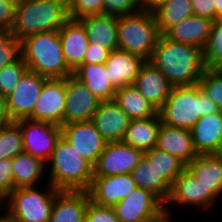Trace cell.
<instances>
[{
  "mask_svg": "<svg viewBox=\"0 0 222 222\" xmlns=\"http://www.w3.org/2000/svg\"><path fill=\"white\" fill-rule=\"evenodd\" d=\"M173 87L199 83L206 67L201 48L160 35L149 60Z\"/></svg>",
  "mask_w": 222,
  "mask_h": 222,
  "instance_id": "1",
  "label": "cell"
},
{
  "mask_svg": "<svg viewBox=\"0 0 222 222\" xmlns=\"http://www.w3.org/2000/svg\"><path fill=\"white\" fill-rule=\"evenodd\" d=\"M46 170L48 183L59 191H88L94 177L93 166L62 136Z\"/></svg>",
  "mask_w": 222,
  "mask_h": 222,
  "instance_id": "2",
  "label": "cell"
},
{
  "mask_svg": "<svg viewBox=\"0 0 222 222\" xmlns=\"http://www.w3.org/2000/svg\"><path fill=\"white\" fill-rule=\"evenodd\" d=\"M220 112L199 83L173 87L158 111L163 124L191 130L200 117Z\"/></svg>",
  "mask_w": 222,
  "mask_h": 222,
  "instance_id": "3",
  "label": "cell"
},
{
  "mask_svg": "<svg viewBox=\"0 0 222 222\" xmlns=\"http://www.w3.org/2000/svg\"><path fill=\"white\" fill-rule=\"evenodd\" d=\"M68 7L61 2L47 0H17L13 37L24 38L51 31H58L68 20Z\"/></svg>",
  "mask_w": 222,
  "mask_h": 222,
  "instance_id": "4",
  "label": "cell"
},
{
  "mask_svg": "<svg viewBox=\"0 0 222 222\" xmlns=\"http://www.w3.org/2000/svg\"><path fill=\"white\" fill-rule=\"evenodd\" d=\"M21 54L28 70L47 79L67 78L73 75L64 60L58 31L24 38L21 41Z\"/></svg>",
  "mask_w": 222,
  "mask_h": 222,
  "instance_id": "5",
  "label": "cell"
},
{
  "mask_svg": "<svg viewBox=\"0 0 222 222\" xmlns=\"http://www.w3.org/2000/svg\"><path fill=\"white\" fill-rule=\"evenodd\" d=\"M152 12L139 11L118 17L119 49L149 61L160 37Z\"/></svg>",
  "mask_w": 222,
  "mask_h": 222,
  "instance_id": "6",
  "label": "cell"
},
{
  "mask_svg": "<svg viewBox=\"0 0 222 222\" xmlns=\"http://www.w3.org/2000/svg\"><path fill=\"white\" fill-rule=\"evenodd\" d=\"M44 186L43 189L41 185L14 189L7 196L6 215L15 222H48L55 197L60 191L48 181Z\"/></svg>",
  "mask_w": 222,
  "mask_h": 222,
  "instance_id": "7",
  "label": "cell"
},
{
  "mask_svg": "<svg viewBox=\"0 0 222 222\" xmlns=\"http://www.w3.org/2000/svg\"><path fill=\"white\" fill-rule=\"evenodd\" d=\"M15 122L22 131L24 152L47 163L62 136L61 126L28 118Z\"/></svg>",
  "mask_w": 222,
  "mask_h": 222,
  "instance_id": "8",
  "label": "cell"
},
{
  "mask_svg": "<svg viewBox=\"0 0 222 222\" xmlns=\"http://www.w3.org/2000/svg\"><path fill=\"white\" fill-rule=\"evenodd\" d=\"M144 152L126 143L108 142L93 166L94 177L131 173Z\"/></svg>",
  "mask_w": 222,
  "mask_h": 222,
  "instance_id": "9",
  "label": "cell"
},
{
  "mask_svg": "<svg viewBox=\"0 0 222 222\" xmlns=\"http://www.w3.org/2000/svg\"><path fill=\"white\" fill-rule=\"evenodd\" d=\"M65 98L66 78L46 79L28 119L62 126L66 105Z\"/></svg>",
  "mask_w": 222,
  "mask_h": 222,
  "instance_id": "10",
  "label": "cell"
},
{
  "mask_svg": "<svg viewBox=\"0 0 222 222\" xmlns=\"http://www.w3.org/2000/svg\"><path fill=\"white\" fill-rule=\"evenodd\" d=\"M62 137L81 154L92 166L104 151L106 141L96 129L92 121L73 122L62 124Z\"/></svg>",
  "mask_w": 222,
  "mask_h": 222,
  "instance_id": "11",
  "label": "cell"
},
{
  "mask_svg": "<svg viewBox=\"0 0 222 222\" xmlns=\"http://www.w3.org/2000/svg\"><path fill=\"white\" fill-rule=\"evenodd\" d=\"M186 167L205 186V211L215 207L222 198V155L198 154Z\"/></svg>",
  "mask_w": 222,
  "mask_h": 222,
  "instance_id": "12",
  "label": "cell"
},
{
  "mask_svg": "<svg viewBox=\"0 0 222 222\" xmlns=\"http://www.w3.org/2000/svg\"><path fill=\"white\" fill-rule=\"evenodd\" d=\"M119 222H143L164 210V203L153 193L136 187L113 206Z\"/></svg>",
  "mask_w": 222,
  "mask_h": 222,
  "instance_id": "13",
  "label": "cell"
},
{
  "mask_svg": "<svg viewBox=\"0 0 222 222\" xmlns=\"http://www.w3.org/2000/svg\"><path fill=\"white\" fill-rule=\"evenodd\" d=\"M47 78L27 70L12 93L6 97L8 113L13 121L28 118L33 111Z\"/></svg>",
  "mask_w": 222,
  "mask_h": 222,
  "instance_id": "14",
  "label": "cell"
},
{
  "mask_svg": "<svg viewBox=\"0 0 222 222\" xmlns=\"http://www.w3.org/2000/svg\"><path fill=\"white\" fill-rule=\"evenodd\" d=\"M101 100L73 75L66 78V98L63 124L90 121Z\"/></svg>",
  "mask_w": 222,
  "mask_h": 222,
  "instance_id": "15",
  "label": "cell"
},
{
  "mask_svg": "<svg viewBox=\"0 0 222 222\" xmlns=\"http://www.w3.org/2000/svg\"><path fill=\"white\" fill-rule=\"evenodd\" d=\"M170 205L179 209L187 206V208L205 211V186L200 178L196 177L187 167L170 187V194L164 204V209L169 212L172 211L171 209L174 210Z\"/></svg>",
  "mask_w": 222,
  "mask_h": 222,
  "instance_id": "16",
  "label": "cell"
},
{
  "mask_svg": "<svg viewBox=\"0 0 222 222\" xmlns=\"http://www.w3.org/2000/svg\"><path fill=\"white\" fill-rule=\"evenodd\" d=\"M130 173L93 177L88 193L90 200L100 206L113 207L136 188Z\"/></svg>",
  "mask_w": 222,
  "mask_h": 222,
  "instance_id": "17",
  "label": "cell"
},
{
  "mask_svg": "<svg viewBox=\"0 0 222 222\" xmlns=\"http://www.w3.org/2000/svg\"><path fill=\"white\" fill-rule=\"evenodd\" d=\"M91 121L108 143L122 141L131 119L115 100H109L100 102Z\"/></svg>",
  "mask_w": 222,
  "mask_h": 222,
  "instance_id": "18",
  "label": "cell"
},
{
  "mask_svg": "<svg viewBox=\"0 0 222 222\" xmlns=\"http://www.w3.org/2000/svg\"><path fill=\"white\" fill-rule=\"evenodd\" d=\"M64 60L74 72L82 64L90 43L87 32L79 20L69 19L59 30Z\"/></svg>",
  "mask_w": 222,
  "mask_h": 222,
  "instance_id": "19",
  "label": "cell"
},
{
  "mask_svg": "<svg viewBox=\"0 0 222 222\" xmlns=\"http://www.w3.org/2000/svg\"><path fill=\"white\" fill-rule=\"evenodd\" d=\"M133 85L157 111L163 107L173 88L162 71L149 61L141 66Z\"/></svg>",
  "mask_w": 222,
  "mask_h": 222,
  "instance_id": "20",
  "label": "cell"
},
{
  "mask_svg": "<svg viewBox=\"0 0 222 222\" xmlns=\"http://www.w3.org/2000/svg\"><path fill=\"white\" fill-rule=\"evenodd\" d=\"M156 147L179 159L187 166L197 155L191 130L161 124Z\"/></svg>",
  "mask_w": 222,
  "mask_h": 222,
  "instance_id": "21",
  "label": "cell"
},
{
  "mask_svg": "<svg viewBox=\"0 0 222 222\" xmlns=\"http://www.w3.org/2000/svg\"><path fill=\"white\" fill-rule=\"evenodd\" d=\"M145 61L142 57L121 49L111 51L105 62L109 81L116 89L133 85Z\"/></svg>",
  "mask_w": 222,
  "mask_h": 222,
  "instance_id": "22",
  "label": "cell"
},
{
  "mask_svg": "<svg viewBox=\"0 0 222 222\" xmlns=\"http://www.w3.org/2000/svg\"><path fill=\"white\" fill-rule=\"evenodd\" d=\"M191 134L198 154H220L222 112L200 117L191 129Z\"/></svg>",
  "mask_w": 222,
  "mask_h": 222,
  "instance_id": "23",
  "label": "cell"
},
{
  "mask_svg": "<svg viewBox=\"0 0 222 222\" xmlns=\"http://www.w3.org/2000/svg\"><path fill=\"white\" fill-rule=\"evenodd\" d=\"M213 22L208 18L192 15L170 28L164 36L175 42L199 47L204 51L210 38Z\"/></svg>",
  "mask_w": 222,
  "mask_h": 222,
  "instance_id": "24",
  "label": "cell"
},
{
  "mask_svg": "<svg viewBox=\"0 0 222 222\" xmlns=\"http://www.w3.org/2000/svg\"><path fill=\"white\" fill-rule=\"evenodd\" d=\"M89 201L87 191H60L55 197L48 222H85Z\"/></svg>",
  "mask_w": 222,
  "mask_h": 222,
  "instance_id": "25",
  "label": "cell"
},
{
  "mask_svg": "<svg viewBox=\"0 0 222 222\" xmlns=\"http://www.w3.org/2000/svg\"><path fill=\"white\" fill-rule=\"evenodd\" d=\"M79 21L85 27L88 39L94 46L106 48L110 52L119 49L118 16L90 15Z\"/></svg>",
  "mask_w": 222,
  "mask_h": 222,
  "instance_id": "26",
  "label": "cell"
},
{
  "mask_svg": "<svg viewBox=\"0 0 222 222\" xmlns=\"http://www.w3.org/2000/svg\"><path fill=\"white\" fill-rule=\"evenodd\" d=\"M73 76L101 101L114 100L117 89L109 81L105 63L82 64Z\"/></svg>",
  "mask_w": 222,
  "mask_h": 222,
  "instance_id": "27",
  "label": "cell"
},
{
  "mask_svg": "<svg viewBox=\"0 0 222 222\" xmlns=\"http://www.w3.org/2000/svg\"><path fill=\"white\" fill-rule=\"evenodd\" d=\"M12 170L14 189L40 186L42 182L45 184V178L47 181V176H45L47 172L46 163L25 152L12 158Z\"/></svg>",
  "mask_w": 222,
  "mask_h": 222,
  "instance_id": "28",
  "label": "cell"
},
{
  "mask_svg": "<svg viewBox=\"0 0 222 222\" xmlns=\"http://www.w3.org/2000/svg\"><path fill=\"white\" fill-rule=\"evenodd\" d=\"M161 124L159 113L144 120H131L122 142L145 153L156 147Z\"/></svg>",
  "mask_w": 222,
  "mask_h": 222,
  "instance_id": "29",
  "label": "cell"
},
{
  "mask_svg": "<svg viewBox=\"0 0 222 222\" xmlns=\"http://www.w3.org/2000/svg\"><path fill=\"white\" fill-rule=\"evenodd\" d=\"M114 100L131 120H144L158 114L134 85L118 88Z\"/></svg>",
  "mask_w": 222,
  "mask_h": 222,
  "instance_id": "30",
  "label": "cell"
},
{
  "mask_svg": "<svg viewBox=\"0 0 222 222\" xmlns=\"http://www.w3.org/2000/svg\"><path fill=\"white\" fill-rule=\"evenodd\" d=\"M130 174L137 187L153 193L165 204L170 194V186L159 176L154 164L145 155Z\"/></svg>",
  "mask_w": 222,
  "mask_h": 222,
  "instance_id": "31",
  "label": "cell"
},
{
  "mask_svg": "<svg viewBox=\"0 0 222 222\" xmlns=\"http://www.w3.org/2000/svg\"><path fill=\"white\" fill-rule=\"evenodd\" d=\"M152 13L161 35L184 19L194 15L191 0H167Z\"/></svg>",
  "mask_w": 222,
  "mask_h": 222,
  "instance_id": "32",
  "label": "cell"
},
{
  "mask_svg": "<svg viewBox=\"0 0 222 222\" xmlns=\"http://www.w3.org/2000/svg\"><path fill=\"white\" fill-rule=\"evenodd\" d=\"M144 155L152 162L159 176L171 187L175 179L183 172L186 166L176 157L154 147Z\"/></svg>",
  "mask_w": 222,
  "mask_h": 222,
  "instance_id": "33",
  "label": "cell"
},
{
  "mask_svg": "<svg viewBox=\"0 0 222 222\" xmlns=\"http://www.w3.org/2000/svg\"><path fill=\"white\" fill-rule=\"evenodd\" d=\"M24 152L20 126L13 121L0 127V160L12 159Z\"/></svg>",
  "mask_w": 222,
  "mask_h": 222,
  "instance_id": "34",
  "label": "cell"
},
{
  "mask_svg": "<svg viewBox=\"0 0 222 222\" xmlns=\"http://www.w3.org/2000/svg\"><path fill=\"white\" fill-rule=\"evenodd\" d=\"M203 52L206 68L222 69V19L213 22L210 38Z\"/></svg>",
  "mask_w": 222,
  "mask_h": 222,
  "instance_id": "35",
  "label": "cell"
},
{
  "mask_svg": "<svg viewBox=\"0 0 222 222\" xmlns=\"http://www.w3.org/2000/svg\"><path fill=\"white\" fill-rule=\"evenodd\" d=\"M27 70L28 67L22 56L15 63L2 68L0 70V94L5 98L8 97Z\"/></svg>",
  "mask_w": 222,
  "mask_h": 222,
  "instance_id": "36",
  "label": "cell"
},
{
  "mask_svg": "<svg viewBox=\"0 0 222 222\" xmlns=\"http://www.w3.org/2000/svg\"><path fill=\"white\" fill-rule=\"evenodd\" d=\"M199 84L222 112V69L206 68Z\"/></svg>",
  "mask_w": 222,
  "mask_h": 222,
  "instance_id": "37",
  "label": "cell"
},
{
  "mask_svg": "<svg viewBox=\"0 0 222 222\" xmlns=\"http://www.w3.org/2000/svg\"><path fill=\"white\" fill-rule=\"evenodd\" d=\"M21 56V41L14 38L10 30H0V70Z\"/></svg>",
  "mask_w": 222,
  "mask_h": 222,
  "instance_id": "38",
  "label": "cell"
},
{
  "mask_svg": "<svg viewBox=\"0 0 222 222\" xmlns=\"http://www.w3.org/2000/svg\"><path fill=\"white\" fill-rule=\"evenodd\" d=\"M68 14L74 20L90 15H102L103 0H70Z\"/></svg>",
  "mask_w": 222,
  "mask_h": 222,
  "instance_id": "39",
  "label": "cell"
},
{
  "mask_svg": "<svg viewBox=\"0 0 222 222\" xmlns=\"http://www.w3.org/2000/svg\"><path fill=\"white\" fill-rule=\"evenodd\" d=\"M141 11L138 0H103V14L130 15Z\"/></svg>",
  "mask_w": 222,
  "mask_h": 222,
  "instance_id": "40",
  "label": "cell"
},
{
  "mask_svg": "<svg viewBox=\"0 0 222 222\" xmlns=\"http://www.w3.org/2000/svg\"><path fill=\"white\" fill-rule=\"evenodd\" d=\"M85 222H119L113 207L100 206L91 200L85 213Z\"/></svg>",
  "mask_w": 222,
  "mask_h": 222,
  "instance_id": "41",
  "label": "cell"
},
{
  "mask_svg": "<svg viewBox=\"0 0 222 222\" xmlns=\"http://www.w3.org/2000/svg\"><path fill=\"white\" fill-rule=\"evenodd\" d=\"M0 190L7 196L14 190L12 159L0 160Z\"/></svg>",
  "mask_w": 222,
  "mask_h": 222,
  "instance_id": "42",
  "label": "cell"
},
{
  "mask_svg": "<svg viewBox=\"0 0 222 222\" xmlns=\"http://www.w3.org/2000/svg\"><path fill=\"white\" fill-rule=\"evenodd\" d=\"M17 0H0V30H11Z\"/></svg>",
  "mask_w": 222,
  "mask_h": 222,
  "instance_id": "43",
  "label": "cell"
},
{
  "mask_svg": "<svg viewBox=\"0 0 222 222\" xmlns=\"http://www.w3.org/2000/svg\"><path fill=\"white\" fill-rule=\"evenodd\" d=\"M194 15L216 21V0H191Z\"/></svg>",
  "mask_w": 222,
  "mask_h": 222,
  "instance_id": "44",
  "label": "cell"
},
{
  "mask_svg": "<svg viewBox=\"0 0 222 222\" xmlns=\"http://www.w3.org/2000/svg\"><path fill=\"white\" fill-rule=\"evenodd\" d=\"M110 51L106 48L94 46L91 42L88 45L84 57V64H102L108 59Z\"/></svg>",
  "mask_w": 222,
  "mask_h": 222,
  "instance_id": "45",
  "label": "cell"
},
{
  "mask_svg": "<svg viewBox=\"0 0 222 222\" xmlns=\"http://www.w3.org/2000/svg\"><path fill=\"white\" fill-rule=\"evenodd\" d=\"M12 122L13 120L8 113L6 98L0 94V127Z\"/></svg>",
  "mask_w": 222,
  "mask_h": 222,
  "instance_id": "46",
  "label": "cell"
},
{
  "mask_svg": "<svg viewBox=\"0 0 222 222\" xmlns=\"http://www.w3.org/2000/svg\"><path fill=\"white\" fill-rule=\"evenodd\" d=\"M167 0H138L140 10L153 12Z\"/></svg>",
  "mask_w": 222,
  "mask_h": 222,
  "instance_id": "47",
  "label": "cell"
},
{
  "mask_svg": "<svg viewBox=\"0 0 222 222\" xmlns=\"http://www.w3.org/2000/svg\"><path fill=\"white\" fill-rule=\"evenodd\" d=\"M171 216H173L172 212H169L166 209H164L161 213H159L155 217L145 220L143 222H173L172 221L173 218H171Z\"/></svg>",
  "mask_w": 222,
  "mask_h": 222,
  "instance_id": "48",
  "label": "cell"
},
{
  "mask_svg": "<svg viewBox=\"0 0 222 222\" xmlns=\"http://www.w3.org/2000/svg\"><path fill=\"white\" fill-rule=\"evenodd\" d=\"M4 210V212H3ZM0 211H2V213L0 212V217L6 216L7 214V195L4 194L1 190H0Z\"/></svg>",
  "mask_w": 222,
  "mask_h": 222,
  "instance_id": "49",
  "label": "cell"
},
{
  "mask_svg": "<svg viewBox=\"0 0 222 222\" xmlns=\"http://www.w3.org/2000/svg\"><path fill=\"white\" fill-rule=\"evenodd\" d=\"M216 20L222 19V0H216Z\"/></svg>",
  "mask_w": 222,
  "mask_h": 222,
  "instance_id": "50",
  "label": "cell"
},
{
  "mask_svg": "<svg viewBox=\"0 0 222 222\" xmlns=\"http://www.w3.org/2000/svg\"><path fill=\"white\" fill-rule=\"evenodd\" d=\"M0 222H15L14 220H12L11 218H9L7 215L0 217Z\"/></svg>",
  "mask_w": 222,
  "mask_h": 222,
  "instance_id": "51",
  "label": "cell"
},
{
  "mask_svg": "<svg viewBox=\"0 0 222 222\" xmlns=\"http://www.w3.org/2000/svg\"><path fill=\"white\" fill-rule=\"evenodd\" d=\"M47 1L61 2V3H64V4L68 7V4H69V1H70V0H47Z\"/></svg>",
  "mask_w": 222,
  "mask_h": 222,
  "instance_id": "52",
  "label": "cell"
},
{
  "mask_svg": "<svg viewBox=\"0 0 222 222\" xmlns=\"http://www.w3.org/2000/svg\"><path fill=\"white\" fill-rule=\"evenodd\" d=\"M220 155H222V140H221V144H220Z\"/></svg>",
  "mask_w": 222,
  "mask_h": 222,
  "instance_id": "53",
  "label": "cell"
}]
</instances>
